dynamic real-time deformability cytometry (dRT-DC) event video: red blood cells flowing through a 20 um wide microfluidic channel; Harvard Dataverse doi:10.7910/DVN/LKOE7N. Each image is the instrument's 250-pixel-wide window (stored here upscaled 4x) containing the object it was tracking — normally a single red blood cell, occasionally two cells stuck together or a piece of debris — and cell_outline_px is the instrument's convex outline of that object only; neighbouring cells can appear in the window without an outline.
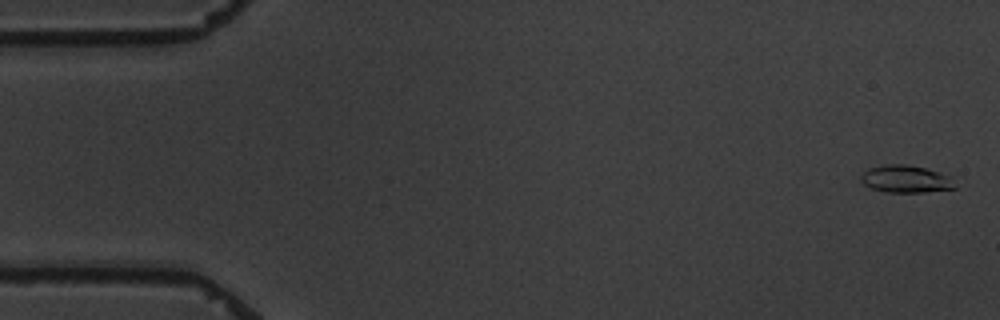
{"species": "common noctule bat (a hibernating species)", "species_latin": "Nyctalus noctula", "temperature_condition": "warm", "stored_images_in_passage": 15, "camera_frame_rate_fps": 3000, "um_per_image_px": 0.085, "animal": {"sex": "male", "body_mass_g": 19.5, "forearm_length_mm": 54.6}, "frame": {"image": 1, "passage_image": 1, "time_ms": 0.0, "image_size_px": [1000, 320], "cell_outline_px": [[956, 188], [924, 192], [888, 192], [872, 188], [864, 184], [860, 180], [860, 176], [868, 168], [884, 164], [908, 164], [940, 172], [948, 176]], "centroid_in_image_um": [76.94, 15.2], "position_along_channel_um": 8.1, "area_um2": 14.85}}
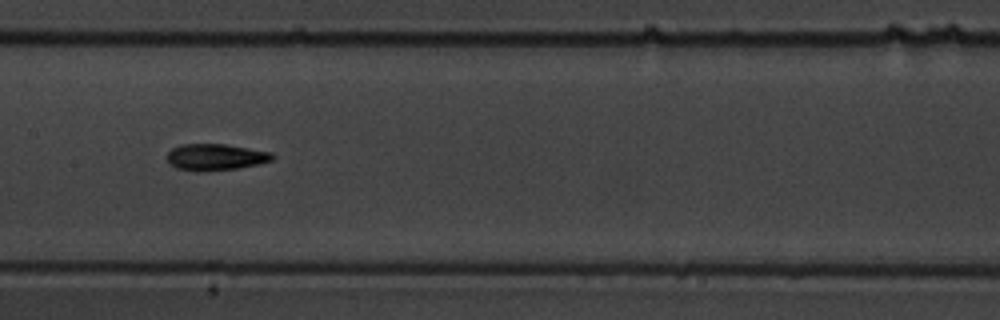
{"frame": {"image": 2, "passage_image": 8, "time_ms": 9.0, "image_size_px": [1000, 320], "cell_outline_px": [[276, 156], [272, 160], [260, 164], [240, 168], [204, 172], [196, 172], [176, 168], [168, 164], [168, 152], [172, 148], [180, 144], [224, 144], [272, 152]], "centroid_in_image_um": [18.32, 13.37], "position_along_channel_um": 189.1, "area_um2": 16.59}}
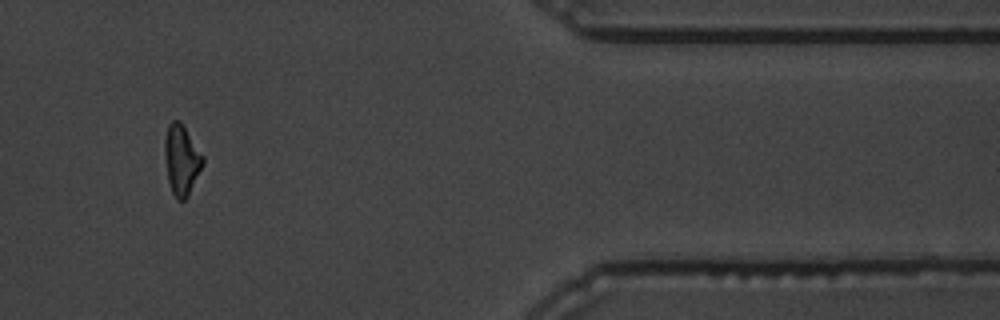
{"frame": {"image": 3, "passage_image": 13, "time_ms": 16.0, "image_size_px": [1000, 320], "cell_outline_px": [[204, 164], [188, 196], [184, 200], [176, 200], [172, 192], [168, 180], [164, 152], [164, 140], [168, 124], [172, 120], [180, 120], [204, 156]], "centroid_in_image_um": [15.43, 13.57], "position_along_channel_um": 396.0, "area_um2": 15.72}, "authors_computed_cell_mechanics": {"area_um2": 15.4904, "velocity_mm_per_s": 3.4579, "shape_relaxation_time_tau1_ms": 6.4379, "shape_relaxation_time_tau2_ms": 3.5129, "deformation_change_tau1": 0.2397, "deformation_change_tau2": 0.1149}}